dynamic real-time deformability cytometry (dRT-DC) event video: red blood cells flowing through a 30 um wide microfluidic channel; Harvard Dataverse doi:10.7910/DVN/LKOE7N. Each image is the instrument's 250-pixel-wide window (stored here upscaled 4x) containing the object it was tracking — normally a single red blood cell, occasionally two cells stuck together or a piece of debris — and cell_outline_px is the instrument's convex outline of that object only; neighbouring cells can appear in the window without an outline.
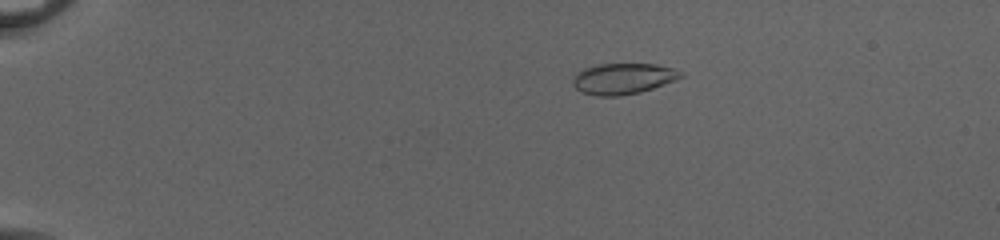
{"species": "common noctule bat (a hibernating species)", "species_latin": "Nyctalus noctula", "temperature_condition": "cold", "stored_images_in_passage": 54, "camera_frame_rate_fps": 3000, "um_per_image_px": 0.085, "animal": {"sex": "female", "body_mass_g": 20.0, "forearm_length_mm": 54.0}, "frame": {"image": 1, "passage_image": 13, "time_ms": 4.0, "image_size_px": [1000, 240], "cell_outline_px": [[684, 76], [676, 80], [640, 92], [620, 96], [596, 96], [580, 92], [572, 84], [572, 80], [584, 68], [596, 64], [656, 64], [672, 68], [684, 72]], "centroid_in_image_um": [52.97, 6.69], "position_along_channel_um": 32.0, "area_um2": 19.48}}
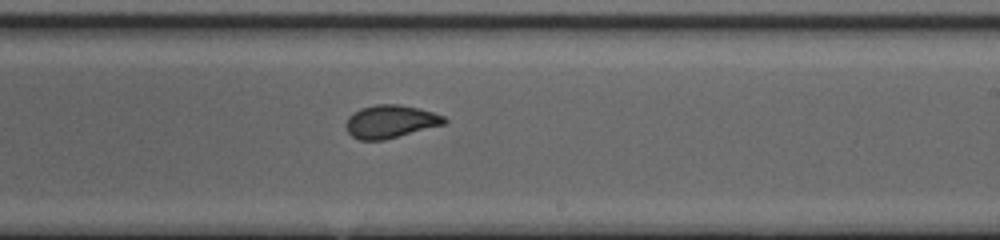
{"frame": {"image": 2, "passage_image": 36, "time_ms": 11.667, "image_size_px": [1000, 240], "cell_outline_px": [[448, 120], [444, 124], [384, 140], [360, 140], [352, 136], [348, 132], [344, 124], [348, 116], [352, 112], [360, 108], [376, 104], [400, 104], [432, 112], [444, 116]], "centroid_in_image_um": [33.14, 10.32], "position_along_channel_um": 255.9, "area_um2": 18.9}}
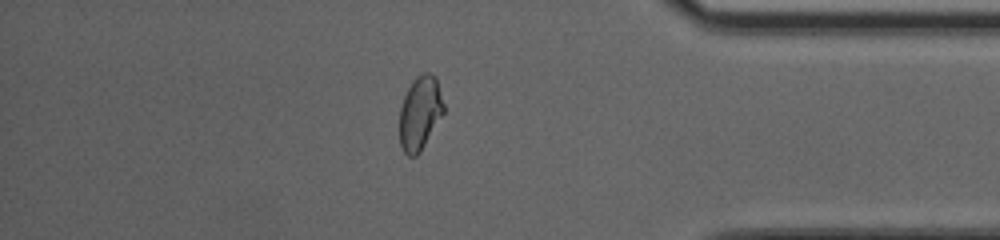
{"frame": {"image": 3, "passage_image": 48, "time_ms": 15.667, "image_size_px": [1000, 240], "cell_outline_px": [[444, 112], [420, 152], [416, 156], [408, 156], [404, 152], [400, 144], [400, 108], [404, 96], [412, 80], [416, 76], [424, 72], [428, 72], [436, 76], [444, 104]], "centroid_in_image_um": [35.7, 9.58], "position_along_channel_um": 399.5, "area_um2": 18.96}, "authors_computed_cell_mechanics": {"area_um2": 19.3919, "velocity_mm_per_s": 4.0655, "shape_relaxation_time_tau1_ms": 5.8596, "shape_relaxation_time_tau2_ms": 0.8388, "deformation_change_tau1": 0.1664, "deformation_change_tau2": 0.0423}}